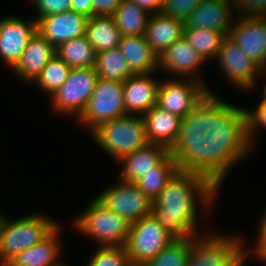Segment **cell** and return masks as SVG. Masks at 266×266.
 Listing matches in <instances>:
<instances>
[{"instance_id": "obj_30", "label": "cell", "mask_w": 266, "mask_h": 266, "mask_svg": "<svg viewBox=\"0 0 266 266\" xmlns=\"http://www.w3.org/2000/svg\"><path fill=\"white\" fill-rule=\"evenodd\" d=\"M183 36L205 61L216 59L221 43L226 37L216 30L196 28H184Z\"/></svg>"}, {"instance_id": "obj_22", "label": "cell", "mask_w": 266, "mask_h": 266, "mask_svg": "<svg viewBox=\"0 0 266 266\" xmlns=\"http://www.w3.org/2000/svg\"><path fill=\"white\" fill-rule=\"evenodd\" d=\"M185 22L160 13L151 14L144 32L152 51L160 56L173 42L183 36Z\"/></svg>"}, {"instance_id": "obj_17", "label": "cell", "mask_w": 266, "mask_h": 266, "mask_svg": "<svg viewBox=\"0 0 266 266\" xmlns=\"http://www.w3.org/2000/svg\"><path fill=\"white\" fill-rule=\"evenodd\" d=\"M234 11L232 0H203L185 21L184 28L212 29L229 36Z\"/></svg>"}, {"instance_id": "obj_2", "label": "cell", "mask_w": 266, "mask_h": 266, "mask_svg": "<svg viewBox=\"0 0 266 266\" xmlns=\"http://www.w3.org/2000/svg\"><path fill=\"white\" fill-rule=\"evenodd\" d=\"M218 191L205 177L178 171L154 200L152 215L173 239H193L199 236L197 207L208 211Z\"/></svg>"}, {"instance_id": "obj_21", "label": "cell", "mask_w": 266, "mask_h": 266, "mask_svg": "<svg viewBox=\"0 0 266 266\" xmlns=\"http://www.w3.org/2000/svg\"><path fill=\"white\" fill-rule=\"evenodd\" d=\"M169 154L170 150L165 146L149 143L120 160L122 170L119 177L123 181L135 183L145 173L159 165Z\"/></svg>"}, {"instance_id": "obj_15", "label": "cell", "mask_w": 266, "mask_h": 266, "mask_svg": "<svg viewBox=\"0 0 266 266\" xmlns=\"http://www.w3.org/2000/svg\"><path fill=\"white\" fill-rule=\"evenodd\" d=\"M206 61L182 36L173 42L160 56H158V69L169 72L175 77L184 76L186 79L202 81L198 70ZM178 74V75H177Z\"/></svg>"}, {"instance_id": "obj_10", "label": "cell", "mask_w": 266, "mask_h": 266, "mask_svg": "<svg viewBox=\"0 0 266 266\" xmlns=\"http://www.w3.org/2000/svg\"><path fill=\"white\" fill-rule=\"evenodd\" d=\"M208 94L207 86L192 79L162 80L158 89L157 106L181 118L198 106Z\"/></svg>"}, {"instance_id": "obj_38", "label": "cell", "mask_w": 266, "mask_h": 266, "mask_svg": "<svg viewBox=\"0 0 266 266\" xmlns=\"http://www.w3.org/2000/svg\"><path fill=\"white\" fill-rule=\"evenodd\" d=\"M122 0H92V16H113Z\"/></svg>"}, {"instance_id": "obj_29", "label": "cell", "mask_w": 266, "mask_h": 266, "mask_svg": "<svg viewBox=\"0 0 266 266\" xmlns=\"http://www.w3.org/2000/svg\"><path fill=\"white\" fill-rule=\"evenodd\" d=\"M95 71L99 78L120 82L134 75L119 48L97 52Z\"/></svg>"}, {"instance_id": "obj_5", "label": "cell", "mask_w": 266, "mask_h": 266, "mask_svg": "<svg viewBox=\"0 0 266 266\" xmlns=\"http://www.w3.org/2000/svg\"><path fill=\"white\" fill-rule=\"evenodd\" d=\"M90 203L74 222L77 231L95 239L100 247L125 246L131 224L97 198Z\"/></svg>"}, {"instance_id": "obj_28", "label": "cell", "mask_w": 266, "mask_h": 266, "mask_svg": "<svg viewBox=\"0 0 266 266\" xmlns=\"http://www.w3.org/2000/svg\"><path fill=\"white\" fill-rule=\"evenodd\" d=\"M179 171L176 161L169 154L159 165L145 173L135 184L152 201Z\"/></svg>"}, {"instance_id": "obj_7", "label": "cell", "mask_w": 266, "mask_h": 266, "mask_svg": "<svg viewBox=\"0 0 266 266\" xmlns=\"http://www.w3.org/2000/svg\"><path fill=\"white\" fill-rule=\"evenodd\" d=\"M124 82L99 78L78 121L90 132L102 123L127 115L123 101Z\"/></svg>"}, {"instance_id": "obj_32", "label": "cell", "mask_w": 266, "mask_h": 266, "mask_svg": "<svg viewBox=\"0 0 266 266\" xmlns=\"http://www.w3.org/2000/svg\"><path fill=\"white\" fill-rule=\"evenodd\" d=\"M190 253V240L173 239L144 266H186Z\"/></svg>"}, {"instance_id": "obj_24", "label": "cell", "mask_w": 266, "mask_h": 266, "mask_svg": "<svg viewBox=\"0 0 266 266\" xmlns=\"http://www.w3.org/2000/svg\"><path fill=\"white\" fill-rule=\"evenodd\" d=\"M119 49L134 74H150L158 70V56L152 51L144 35L122 36Z\"/></svg>"}, {"instance_id": "obj_18", "label": "cell", "mask_w": 266, "mask_h": 266, "mask_svg": "<svg viewBox=\"0 0 266 266\" xmlns=\"http://www.w3.org/2000/svg\"><path fill=\"white\" fill-rule=\"evenodd\" d=\"M152 74L132 75L124 81L123 101L126 114L143 116L154 105H157L161 81L152 78Z\"/></svg>"}, {"instance_id": "obj_39", "label": "cell", "mask_w": 266, "mask_h": 266, "mask_svg": "<svg viewBox=\"0 0 266 266\" xmlns=\"http://www.w3.org/2000/svg\"><path fill=\"white\" fill-rule=\"evenodd\" d=\"M265 215L262 218V221L260 220L259 224V230H258V237H257V242L255 244V247L252 249L249 248V250H246V259H248L249 252L253 255L252 252H255L254 254H258L265 246H266V212L264 213ZM255 249V250H254Z\"/></svg>"}, {"instance_id": "obj_35", "label": "cell", "mask_w": 266, "mask_h": 266, "mask_svg": "<svg viewBox=\"0 0 266 266\" xmlns=\"http://www.w3.org/2000/svg\"><path fill=\"white\" fill-rule=\"evenodd\" d=\"M247 112V125H248V138L251 146L255 143V137L258 130L266 129V100H261L256 110L253 112L246 110ZM260 127V128H259ZM257 130V132H256Z\"/></svg>"}, {"instance_id": "obj_11", "label": "cell", "mask_w": 266, "mask_h": 266, "mask_svg": "<svg viewBox=\"0 0 266 266\" xmlns=\"http://www.w3.org/2000/svg\"><path fill=\"white\" fill-rule=\"evenodd\" d=\"M96 198L130 224L152 214L153 202L133 182L119 179L117 184L107 187Z\"/></svg>"}, {"instance_id": "obj_20", "label": "cell", "mask_w": 266, "mask_h": 266, "mask_svg": "<svg viewBox=\"0 0 266 266\" xmlns=\"http://www.w3.org/2000/svg\"><path fill=\"white\" fill-rule=\"evenodd\" d=\"M149 143L165 146L169 150L175 145L181 117L154 105L143 115Z\"/></svg>"}, {"instance_id": "obj_27", "label": "cell", "mask_w": 266, "mask_h": 266, "mask_svg": "<svg viewBox=\"0 0 266 266\" xmlns=\"http://www.w3.org/2000/svg\"><path fill=\"white\" fill-rule=\"evenodd\" d=\"M56 54L71 68L96 66L97 52L85 35L61 43L56 47Z\"/></svg>"}, {"instance_id": "obj_4", "label": "cell", "mask_w": 266, "mask_h": 266, "mask_svg": "<svg viewBox=\"0 0 266 266\" xmlns=\"http://www.w3.org/2000/svg\"><path fill=\"white\" fill-rule=\"evenodd\" d=\"M91 134L101 149L118 161L149 144L141 115L127 114L102 123Z\"/></svg>"}, {"instance_id": "obj_43", "label": "cell", "mask_w": 266, "mask_h": 266, "mask_svg": "<svg viewBox=\"0 0 266 266\" xmlns=\"http://www.w3.org/2000/svg\"><path fill=\"white\" fill-rule=\"evenodd\" d=\"M263 73L266 75V67H262L261 68V71H260V76H261V74L263 75ZM266 78V77H265ZM264 91L262 92L263 93V100H266V83H265V86H264V89H263Z\"/></svg>"}, {"instance_id": "obj_14", "label": "cell", "mask_w": 266, "mask_h": 266, "mask_svg": "<svg viewBox=\"0 0 266 266\" xmlns=\"http://www.w3.org/2000/svg\"><path fill=\"white\" fill-rule=\"evenodd\" d=\"M37 30V20L29 22L17 16L0 20V58L11 69L21 59L29 39Z\"/></svg>"}, {"instance_id": "obj_3", "label": "cell", "mask_w": 266, "mask_h": 266, "mask_svg": "<svg viewBox=\"0 0 266 266\" xmlns=\"http://www.w3.org/2000/svg\"><path fill=\"white\" fill-rule=\"evenodd\" d=\"M44 214H30L16 220L4 219L0 232V266H6L18 253L45 239L58 225Z\"/></svg>"}, {"instance_id": "obj_31", "label": "cell", "mask_w": 266, "mask_h": 266, "mask_svg": "<svg viewBox=\"0 0 266 266\" xmlns=\"http://www.w3.org/2000/svg\"><path fill=\"white\" fill-rule=\"evenodd\" d=\"M71 69L69 65L55 54L33 82L40 87L42 92L44 91L50 97L67 80Z\"/></svg>"}, {"instance_id": "obj_13", "label": "cell", "mask_w": 266, "mask_h": 266, "mask_svg": "<svg viewBox=\"0 0 266 266\" xmlns=\"http://www.w3.org/2000/svg\"><path fill=\"white\" fill-rule=\"evenodd\" d=\"M236 19L237 22L234 21L228 37L249 58L261 67H266V17L236 16Z\"/></svg>"}, {"instance_id": "obj_42", "label": "cell", "mask_w": 266, "mask_h": 266, "mask_svg": "<svg viewBox=\"0 0 266 266\" xmlns=\"http://www.w3.org/2000/svg\"><path fill=\"white\" fill-rule=\"evenodd\" d=\"M255 256L259 260H262V262L266 263V246Z\"/></svg>"}, {"instance_id": "obj_26", "label": "cell", "mask_w": 266, "mask_h": 266, "mask_svg": "<svg viewBox=\"0 0 266 266\" xmlns=\"http://www.w3.org/2000/svg\"><path fill=\"white\" fill-rule=\"evenodd\" d=\"M150 15L132 0H122L112 17L122 36H138L144 35Z\"/></svg>"}, {"instance_id": "obj_37", "label": "cell", "mask_w": 266, "mask_h": 266, "mask_svg": "<svg viewBox=\"0 0 266 266\" xmlns=\"http://www.w3.org/2000/svg\"><path fill=\"white\" fill-rule=\"evenodd\" d=\"M38 16L35 18L45 17L56 13H62L71 10V0H32Z\"/></svg>"}, {"instance_id": "obj_44", "label": "cell", "mask_w": 266, "mask_h": 266, "mask_svg": "<svg viewBox=\"0 0 266 266\" xmlns=\"http://www.w3.org/2000/svg\"><path fill=\"white\" fill-rule=\"evenodd\" d=\"M4 219H5V216L2 213H0V232H1V227H2Z\"/></svg>"}, {"instance_id": "obj_9", "label": "cell", "mask_w": 266, "mask_h": 266, "mask_svg": "<svg viewBox=\"0 0 266 266\" xmlns=\"http://www.w3.org/2000/svg\"><path fill=\"white\" fill-rule=\"evenodd\" d=\"M98 80L95 68H72L67 80L50 96L53 110L59 114H75L78 118L85 109Z\"/></svg>"}, {"instance_id": "obj_33", "label": "cell", "mask_w": 266, "mask_h": 266, "mask_svg": "<svg viewBox=\"0 0 266 266\" xmlns=\"http://www.w3.org/2000/svg\"><path fill=\"white\" fill-rule=\"evenodd\" d=\"M87 266H131L125 246L98 247Z\"/></svg>"}, {"instance_id": "obj_23", "label": "cell", "mask_w": 266, "mask_h": 266, "mask_svg": "<svg viewBox=\"0 0 266 266\" xmlns=\"http://www.w3.org/2000/svg\"><path fill=\"white\" fill-rule=\"evenodd\" d=\"M60 226L58 225L45 239L31 248L18 253L6 266H60L59 243Z\"/></svg>"}, {"instance_id": "obj_25", "label": "cell", "mask_w": 266, "mask_h": 266, "mask_svg": "<svg viewBox=\"0 0 266 266\" xmlns=\"http://www.w3.org/2000/svg\"><path fill=\"white\" fill-rule=\"evenodd\" d=\"M85 36L96 52L119 48L122 38L112 16L88 18Z\"/></svg>"}, {"instance_id": "obj_19", "label": "cell", "mask_w": 266, "mask_h": 266, "mask_svg": "<svg viewBox=\"0 0 266 266\" xmlns=\"http://www.w3.org/2000/svg\"><path fill=\"white\" fill-rule=\"evenodd\" d=\"M55 54L56 48L36 30L29 39L21 59L11 70L23 81L33 83Z\"/></svg>"}, {"instance_id": "obj_8", "label": "cell", "mask_w": 266, "mask_h": 266, "mask_svg": "<svg viewBox=\"0 0 266 266\" xmlns=\"http://www.w3.org/2000/svg\"><path fill=\"white\" fill-rule=\"evenodd\" d=\"M172 240L152 214L132 223L125 244L130 265L144 266Z\"/></svg>"}, {"instance_id": "obj_6", "label": "cell", "mask_w": 266, "mask_h": 266, "mask_svg": "<svg viewBox=\"0 0 266 266\" xmlns=\"http://www.w3.org/2000/svg\"><path fill=\"white\" fill-rule=\"evenodd\" d=\"M241 238L225 234L190 239L186 266H243L246 250Z\"/></svg>"}, {"instance_id": "obj_1", "label": "cell", "mask_w": 266, "mask_h": 266, "mask_svg": "<svg viewBox=\"0 0 266 266\" xmlns=\"http://www.w3.org/2000/svg\"><path fill=\"white\" fill-rule=\"evenodd\" d=\"M252 148L246 109L208 94L181 119L170 155L179 171L199 174L220 189L229 170Z\"/></svg>"}, {"instance_id": "obj_34", "label": "cell", "mask_w": 266, "mask_h": 266, "mask_svg": "<svg viewBox=\"0 0 266 266\" xmlns=\"http://www.w3.org/2000/svg\"><path fill=\"white\" fill-rule=\"evenodd\" d=\"M203 0H164L161 13L186 21Z\"/></svg>"}, {"instance_id": "obj_36", "label": "cell", "mask_w": 266, "mask_h": 266, "mask_svg": "<svg viewBox=\"0 0 266 266\" xmlns=\"http://www.w3.org/2000/svg\"><path fill=\"white\" fill-rule=\"evenodd\" d=\"M232 1L235 7V13H238L239 16L266 17V0H232Z\"/></svg>"}, {"instance_id": "obj_40", "label": "cell", "mask_w": 266, "mask_h": 266, "mask_svg": "<svg viewBox=\"0 0 266 266\" xmlns=\"http://www.w3.org/2000/svg\"><path fill=\"white\" fill-rule=\"evenodd\" d=\"M71 10L86 16L92 17V0H71Z\"/></svg>"}, {"instance_id": "obj_12", "label": "cell", "mask_w": 266, "mask_h": 266, "mask_svg": "<svg viewBox=\"0 0 266 266\" xmlns=\"http://www.w3.org/2000/svg\"><path fill=\"white\" fill-rule=\"evenodd\" d=\"M218 58V59H217ZM216 60L227 79L241 90H252L261 66L239 47L228 36L224 38Z\"/></svg>"}, {"instance_id": "obj_16", "label": "cell", "mask_w": 266, "mask_h": 266, "mask_svg": "<svg viewBox=\"0 0 266 266\" xmlns=\"http://www.w3.org/2000/svg\"><path fill=\"white\" fill-rule=\"evenodd\" d=\"M88 18L72 10L37 20L39 31L56 48L61 43L85 35Z\"/></svg>"}, {"instance_id": "obj_41", "label": "cell", "mask_w": 266, "mask_h": 266, "mask_svg": "<svg viewBox=\"0 0 266 266\" xmlns=\"http://www.w3.org/2000/svg\"><path fill=\"white\" fill-rule=\"evenodd\" d=\"M150 14L160 13L164 0H132Z\"/></svg>"}]
</instances>
